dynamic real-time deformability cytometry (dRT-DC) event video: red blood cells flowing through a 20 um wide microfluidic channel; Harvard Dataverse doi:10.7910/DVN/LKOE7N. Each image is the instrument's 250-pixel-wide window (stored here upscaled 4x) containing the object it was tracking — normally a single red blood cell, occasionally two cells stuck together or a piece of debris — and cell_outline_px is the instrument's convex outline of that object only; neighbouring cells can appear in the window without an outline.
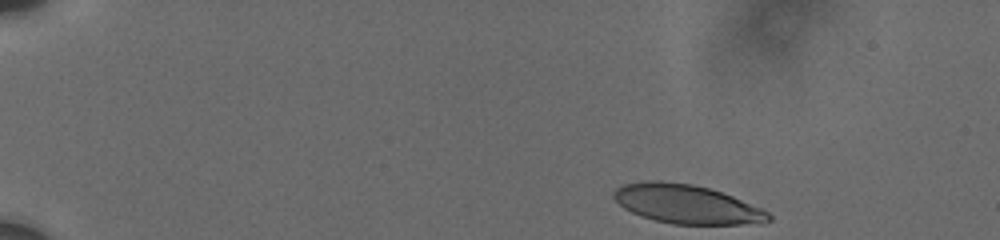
{"species": "human", "species_latin": "Homo sapiens", "temperature_condition": "cold", "stored_images_in_passage": 38, "camera_frame_rate_fps": 3000, "um_per_image_px": 0.085, "donor": {"sex": "male"}, "frame": {"image": 1, "passage_image": 1, "time_ms": 0.0, "image_size_px": [1000, 240], "cell_outline_px": [[772, 220], [764, 224], [672, 224], [640, 216], [624, 208], [612, 196], [612, 192], [616, 188], [624, 184], [648, 180], [660, 180], [692, 184], [708, 188], [732, 196], [764, 208], [772, 216]], "centroid_in_image_um": [58.41, 17.35], "position_along_channel_um": 26.6, "area_um2": 35.37}}
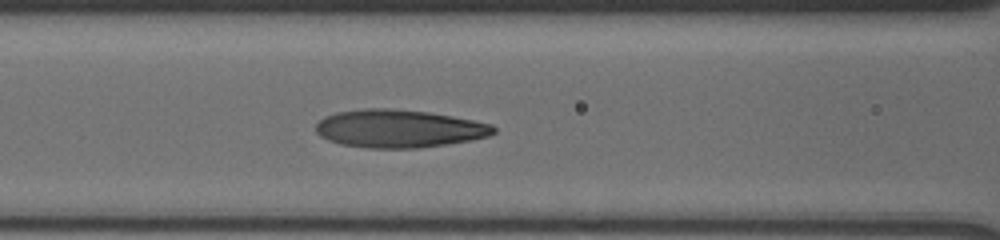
{"frame": {"image": 2, "passage_image": 17, "time_ms": 6.0, "image_size_px": [1000, 240], "cell_outline_px": [[496, 132], [488, 136], [468, 140], [444, 144], [416, 148], [368, 148], [340, 144], [328, 140], [320, 136], [316, 132], [316, 124], [324, 116], [336, 112], [364, 108], [384, 108], [428, 112], [452, 116], [492, 124], [496, 128]], "centroid_in_image_um": [33.87, 10.93], "position_along_channel_um": 132.7, "area_um2": 39.13}}
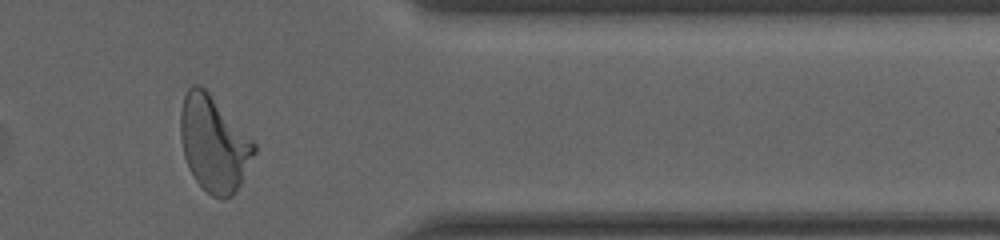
{"frame": {"image": 3, "passage_image": 33, "time_ms": 13.333, "image_size_px": [1000, 240], "cell_outline_px": [[256, 152], [236, 192], [232, 196], [224, 200], [212, 196], [196, 180], [184, 156], [180, 136], [180, 112], [184, 96], [188, 88], [192, 84], [200, 84], [208, 92], [256, 144]], "centroid_in_image_um": [18.17, 12.22], "position_along_channel_um": 393.2, "area_um2": 40.58}, "authors_computed_cell_mechanics": {"area_um2": 37.859, "velocity_mm_per_s": 3.6923, "shape_relaxation_time_tau1_ms": 4.4961, "shape_relaxation_time_tau2_ms": 1.1482, "deformation_change_tau1": 0.185, "deformation_change_tau2": 0.088}}